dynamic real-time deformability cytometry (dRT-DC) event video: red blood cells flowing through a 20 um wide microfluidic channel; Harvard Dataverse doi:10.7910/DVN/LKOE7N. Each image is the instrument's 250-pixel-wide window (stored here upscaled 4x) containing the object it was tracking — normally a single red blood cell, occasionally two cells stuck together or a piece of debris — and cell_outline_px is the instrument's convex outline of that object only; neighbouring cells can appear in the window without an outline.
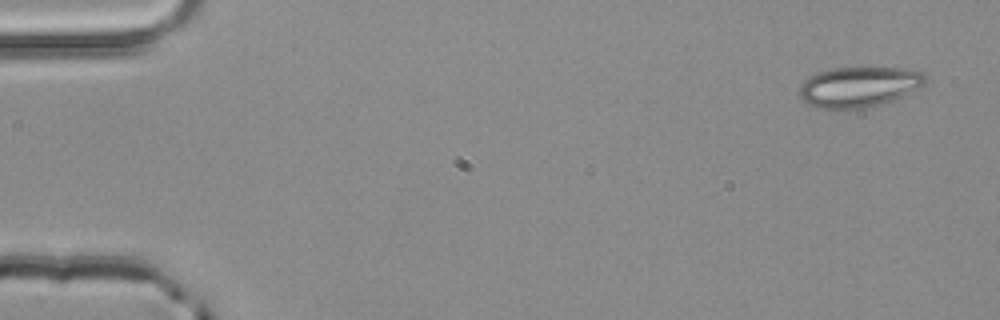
{"species": "common noctule bat (a hibernating species)", "species_latin": "Nyctalus noctula", "temperature_condition": "room temperature", "stored_images_in_passage": 3, "camera_frame_rate_fps": 3000, "um_per_image_px": 0.085, "animal": {"sex": "male", "body_mass_g": 20.4}, "frame": {"image": 1, "passage_image": 1, "time_ms": 0.0, "image_size_px": [1000, 320], "cell_outline_px": [[924, 84], [900, 96], [880, 104], [856, 108], [820, 108], [808, 104], [800, 96], [800, 84], [808, 76], [816, 72], [832, 68], [904, 68], [920, 72], [924, 76]], "centroid_in_image_um": [72.92, 7.36], "position_along_channel_um": 12.1, "area_um2": 28.9}}